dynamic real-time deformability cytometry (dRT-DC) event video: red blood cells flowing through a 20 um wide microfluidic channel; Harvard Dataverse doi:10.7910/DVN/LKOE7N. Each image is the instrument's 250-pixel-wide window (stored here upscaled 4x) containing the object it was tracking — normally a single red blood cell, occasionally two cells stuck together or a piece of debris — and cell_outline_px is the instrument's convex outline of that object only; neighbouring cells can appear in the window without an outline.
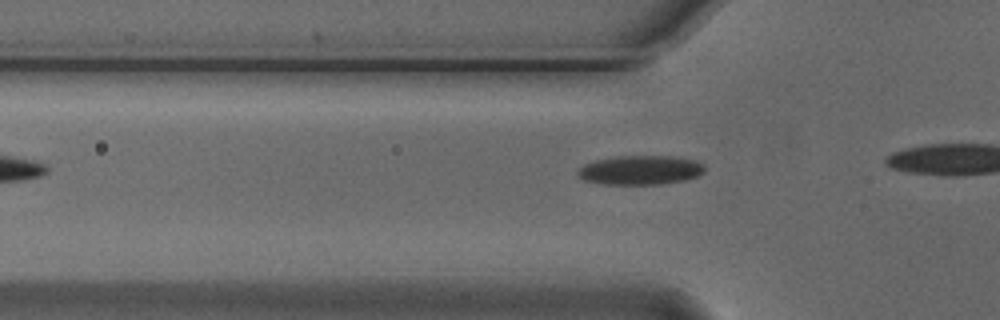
{"species": "Egyptian fruit bat (a non-hibernating species)", "species_latin": "Rousettus aegyptiacus", "temperature_condition": "cold", "stored_images_in_passage": 6, "camera_frame_rate_fps": 3000, "um_per_image_px": 0.085, "animal": {"sex": "male"}, "frame": {"image": 1, "passage_image": 3, "time_ms": 0.667, "image_size_px": [1000, 320], "cell_outline_px": [[704, 172], [696, 176], [684, 180], [660, 184], [604, 184], [584, 180], [576, 172], [584, 164], [596, 160], [616, 156], [672, 156], [696, 160], [704, 164]], "centroid_in_image_um": [54.44, 14.45], "position_along_channel_um": 71.4, "area_um2": 21.5}}